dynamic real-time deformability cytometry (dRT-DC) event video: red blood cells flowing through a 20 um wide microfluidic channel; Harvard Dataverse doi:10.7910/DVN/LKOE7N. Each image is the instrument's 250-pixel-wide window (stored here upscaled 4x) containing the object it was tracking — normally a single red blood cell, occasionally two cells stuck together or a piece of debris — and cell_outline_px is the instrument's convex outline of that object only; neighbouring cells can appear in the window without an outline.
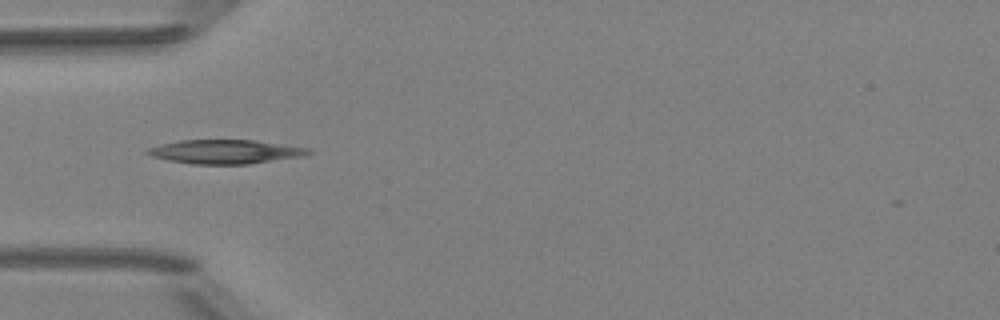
{"species": "Egyptian fruit bat (a non-hibernating species)", "species_latin": "Rousettus aegyptiacus", "temperature_condition": "room temperature", "stored_images_in_passage": 36, "camera_frame_rate_fps": 3000, "um_per_image_px": 0.085, "animal": {"sex": "female"}, "frame": {"image": 1, "passage_image": 1, "time_ms": 0.0, "image_size_px": [1000, 320], "cell_outline_px": [[312, 152], [304, 156], [248, 164], [192, 164], [168, 160], [152, 156], [144, 152], [148, 148], [180, 140], [252, 140], [308, 148]], "centroid_in_image_um": [19.14, 12.9], "position_along_channel_um": 65.9, "area_um2": 22.2}}
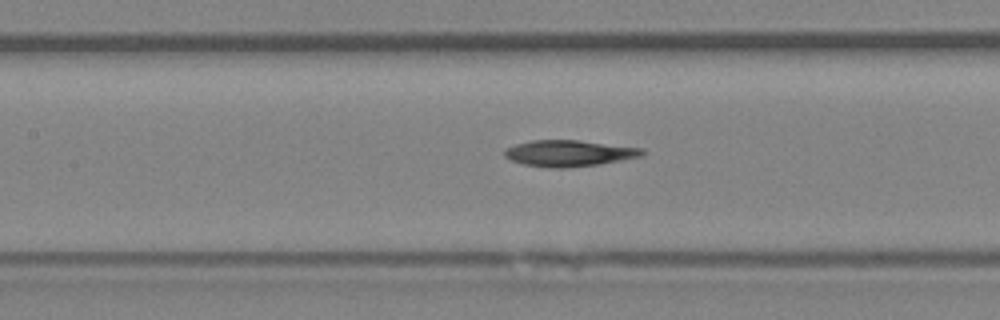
{"frame": {"image": 2, "passage_image": 8, "time_ms": 2.333, "image_size_px": [1000, 320], "cell_outline_px": [[644, 156], [600, 164], [564, 168], [548, 168], [524, 164], [512, 160], [504, 156], [504, 148], [516, 144], [532, 140], [580, 140], [644, 148]], "centroid_in_image_um": [48.39, 13.02], "position_along_channel_um": 159.0, "area_um2": 21.21}}
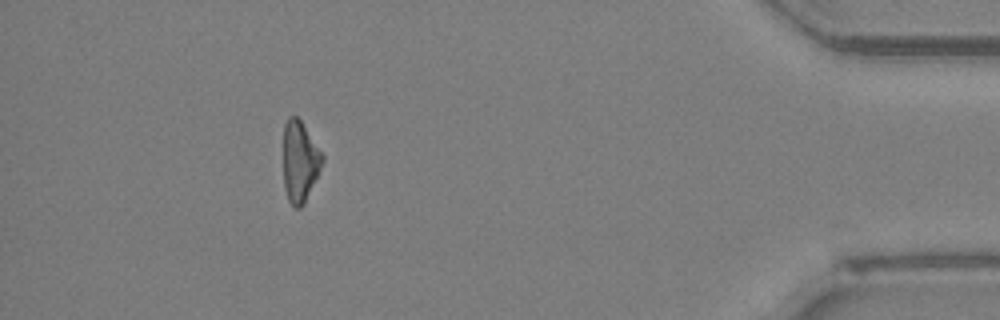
{"frame": {"image": 3, "passage_image": 31, "time_ms": 10.0, "image_size_px": [1000, 320], "cell_outline_px": [[324, 160], [304, 204], [300, 208], [296, 208], [288, 200], [284, 188], [284, 124], [288, 116], [296, 116], [300, 120], [324, 156]], "centroid_in_image_um": [25.47, 13.73], "position_along_channel_um": 409.7, "area_um2": 18.15}, "authors_computed_cell_mechanics": {"area_um2": 20.4034, "velocity_mm_per_s": 4.0267, "shape_relaxation_time_tau1_ms": null, "shape_relaxation_time_tau2_ms": 11.082, "deformation_change_tau1": null, "deformation_change_tau2": 0.2542}}